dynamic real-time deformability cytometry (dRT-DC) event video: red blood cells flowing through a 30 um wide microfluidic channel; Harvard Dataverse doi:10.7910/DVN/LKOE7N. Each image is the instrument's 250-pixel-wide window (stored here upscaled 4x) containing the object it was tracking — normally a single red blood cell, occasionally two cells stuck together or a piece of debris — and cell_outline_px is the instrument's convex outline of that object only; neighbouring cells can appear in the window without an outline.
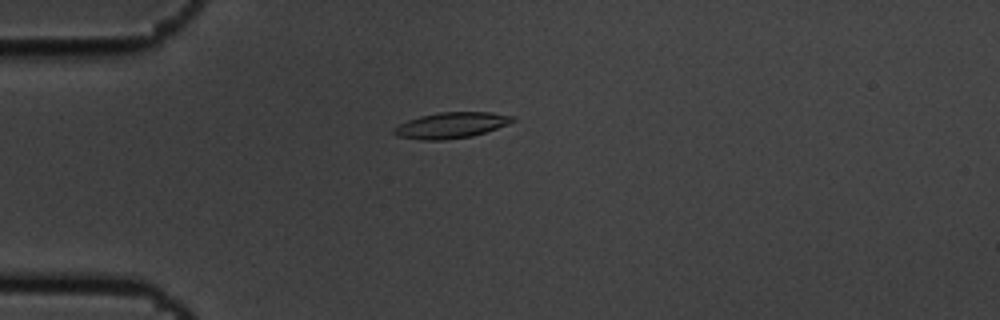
{"species": "common noctule bat (a hibernating species)", "species_latin": "Nyctalus noctula", "temperature_condition": "cold", "stored_images_in_passage": 5, "camera_frame_rate_fps": 3000, "um_per_image_px": 0.085, "animal": {"sex": "male", "body_mass_g": 19.5, "forearm_length_mm": 54.6}, "frame": {"image": 1, "passage_image": 3, "time_ms": 0.667, "image_size_px": [1000, 320], "cell_outline_px": [[516, 120], [508, 124], [472, 136], [444, 140], [420, 140], [396, 136], [392, 132], [392, 128], [408, 120], [420, 116], [440, 112], [492, 112], [516, 116]], "centroid_in_image_um": [38.34, 10.64], "position_along_channel_um": 46.7, "area_um2": 17.98}}
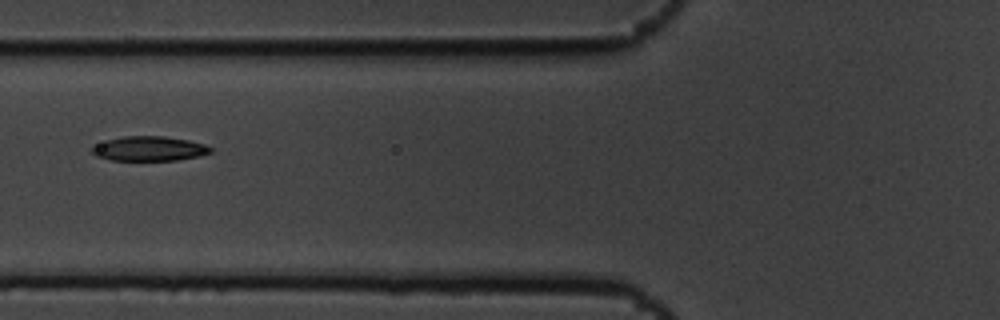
{"frame": {"image": 2, "passage_image": 5, "time_ms": 1.333, "image_size_px": [1000, 320], "cell_outline_px": [[212, 152], [200, 156], [176, 160], [112, 160], [96, 156], [88, 148], [108, 140], [124, 136], [164, 136], [188, 140], [204, 144], [212, 148]], "centroid_in_image_um": [12.69, 12.63], "position_along_channel_um": 113.1, "area_um2": 16.94}}